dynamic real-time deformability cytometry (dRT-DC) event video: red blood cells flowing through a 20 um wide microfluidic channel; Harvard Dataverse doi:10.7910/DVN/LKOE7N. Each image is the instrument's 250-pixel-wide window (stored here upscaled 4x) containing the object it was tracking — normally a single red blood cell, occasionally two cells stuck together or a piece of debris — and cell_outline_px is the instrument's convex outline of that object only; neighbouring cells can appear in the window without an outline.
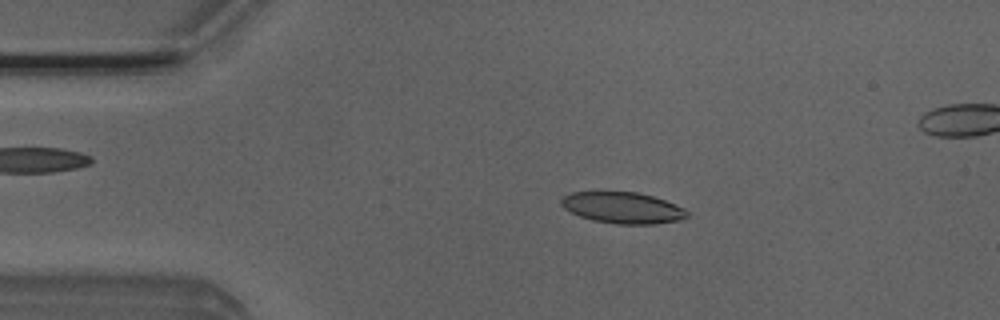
{"species": "Egyptian fruit bat (a non-hibernating species)", "species_latin": "Rousettus aegyptiacus", "temperature_condition": "room temperature", "stored_images_in_passage": 52, "segment_of_instrument_passage": [1, 2], "camera_frame_rate_fps": 3000, "um_per_image_px": 0.085, "animal": {"sex": "male"}, "frame": {"image": 1, "passage_image": 10, "time_ms": 3.0, "image_size_px": [1000, 320], "cell_outline_px": [[688, 216], [680, 220], [656, 224], [616, 224], [592, 220], [580, 216], [564, 208], [560, 204], [560, 200], [564, 196], [572, 192], [636, 192], [652, 196], [664, 200], [684, 208], [688, 212]], "centroid_in_image_um": [52.93, 17.67], "position_along_channel_um": 32.1, "area_um2": 22.83}}
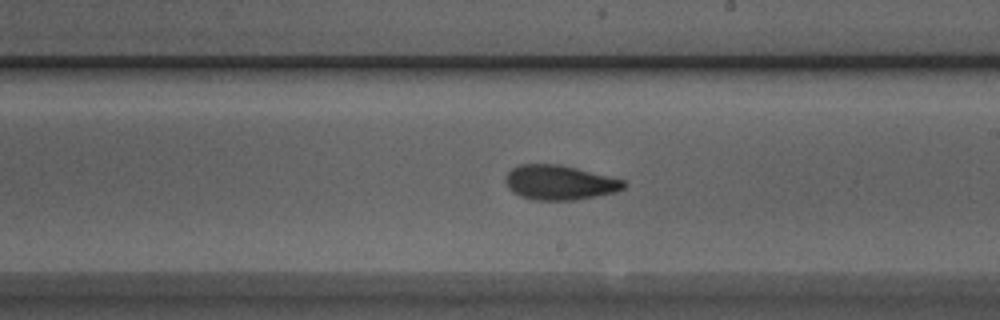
{"frame": {"image": 2, "passage_image": 29, "time_ms": 9.333, "image_size_px": [1000, 320], "cell_outline_px": [[624, 188], [616, 192], [576, 200], [532, 200], [520, 196], [512, 192], [508, 188], [504, 180], [508, 172], [512, 168], [520, 164], [560, 164], [624, 180]], "centroid_in_image_um": [47.52, 15.52], "position_along_channel_um": 241.5, "area_um2": 23.87}}
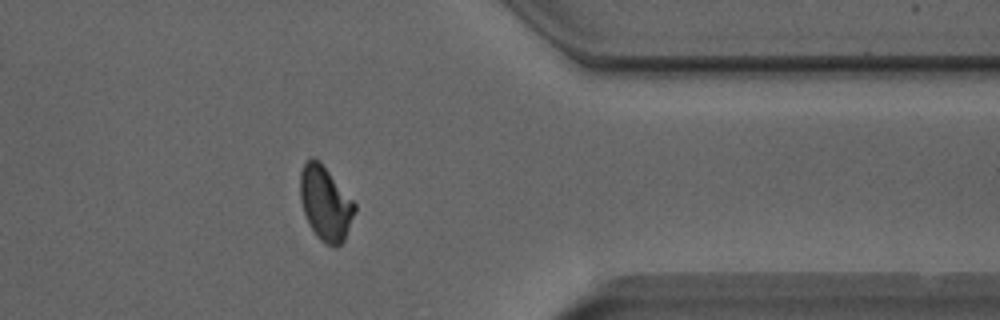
{"frame": {"image": 3, "passage_image": 41, "time_ms": 13.333, "image_size_px": [1000, 320], "cell_outline_px": [[356, 212], [344, 240], [336, 248], [332, 248], [324, 244], [316, 236], [304, 212], [300, 200], [300, 172], [304, 164], [312, 156], [320, 160], [356, 204]], "centroid_in_image_um": [27.67, 17.29], "position_along_channel_um": 383.7, "area_um2": 23.76}}